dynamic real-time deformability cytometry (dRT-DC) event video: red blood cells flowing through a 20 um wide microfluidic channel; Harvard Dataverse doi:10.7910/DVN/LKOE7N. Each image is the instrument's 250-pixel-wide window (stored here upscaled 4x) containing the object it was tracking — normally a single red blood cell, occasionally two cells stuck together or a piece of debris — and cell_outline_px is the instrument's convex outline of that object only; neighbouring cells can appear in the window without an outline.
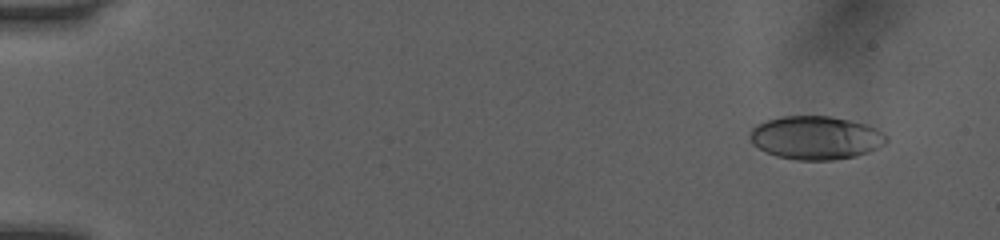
{"species": "human", "species_latin": "Homo sapiens", "temperature_condition": "room temperature", "stored_images_in_passage": 52, "camera_frame_rate_fps": 3000, "um_per_image_px": 0.085, "donor": {"sex": "female"}, "frame": {"image": 1, "passage_image": 5, "time_ms": 1.333, "image_size_px": [1000, 240], "cell_outline_px": [[888, 140], [884, 144], [868, 152], [856, 156], [832, 160], [796, 160], [776, 156], [764, 152], [752, 144], [748, 136], [752, 128], [756, 124], [764, 120], [780, 116], [832, 116], [864, 124], [876, 128], [884, 132], [888, 136]], "centroid_in_image_um": [69.3, 11.7], "position_along_channel_um": 15.7, "area_um2": 34.85}}
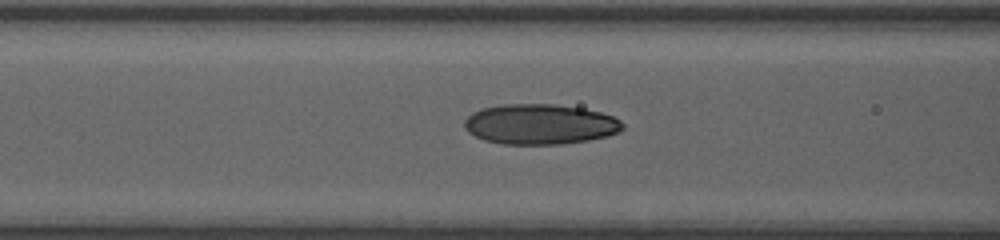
{"frame": {"image": 2, "passage_image": 23, "time_ms": 7.333, "image_size_px": [1000, 240], "cell_outline_px": [[624, 128], [620, 132], [608, 136], [588, 140], [560, 144], [504, 144], [484, 140], [468, 132], [464, 128], [464, 120], [472, 112], [480, 108], [504, 104], [552, 104], [584, 108], [600, 112], [612, 116], [620, 120], [624, 124]], "centroid_in_image_um": [45.9, 10.55], "position_along_channel_um": 120.7, "area_um2": 37.34}}
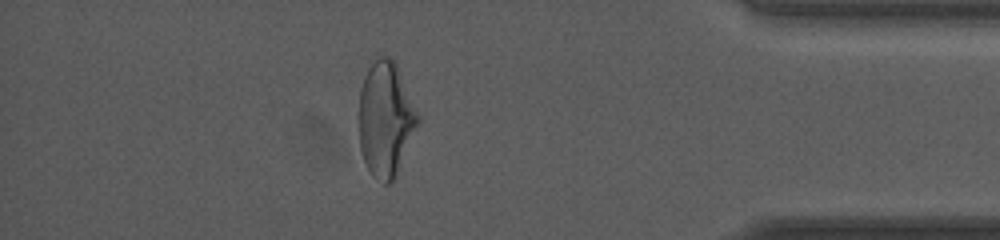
{"frame": {"image": 3, "passage_image": 46, "time_ms": 15.0, "image_size_px": [1000, 240], "cell_outline_px": [[420, 120], [396, 176], [388, 184], [384, 184], [372, 176], [364, 160], [360, 148], [360, 88], [364, 76], [368, 68], [380, 56], [388, 56], [396, 64], [420, 116]], "centroid_in_image_um": [32.79, 10.14], "position_along_channel_um": 402.4, "area_um2": 39.02}, "authors_computed_cell_mechanics": {"area_um2": 35.5181, "velocity_mm_per_s": 4.0937, "shape_relaxation_time_tau1_ms": 6.5037, "shape_relaxation_time_tau2_ms": 1.584, "deformation_change_tau1": 0.2021, "deformation_change_tau2": 0.0815}}